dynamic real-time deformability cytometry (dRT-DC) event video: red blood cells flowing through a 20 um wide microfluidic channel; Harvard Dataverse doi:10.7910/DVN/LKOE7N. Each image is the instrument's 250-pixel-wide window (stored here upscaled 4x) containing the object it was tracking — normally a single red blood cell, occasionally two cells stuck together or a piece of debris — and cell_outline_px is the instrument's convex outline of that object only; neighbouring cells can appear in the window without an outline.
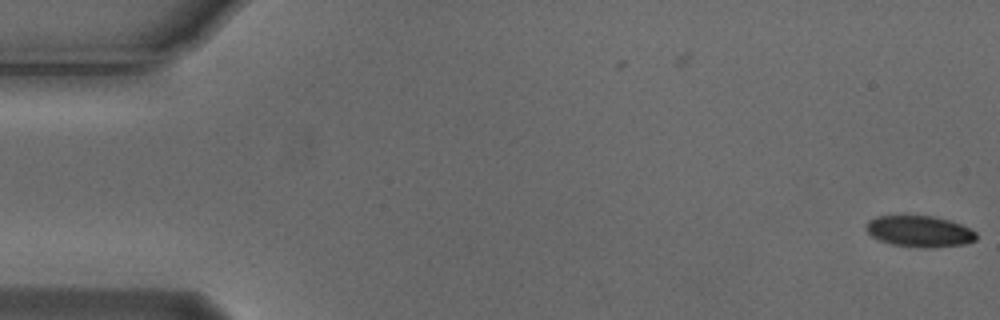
{"species": "Egyptian fruit bat (a non-hibernating species)", "species_latin": "Rousettus aegyptiacus", "temperature_condition": "cold", "stored_images_in_passage": 2, "camera_frame_rate_fps": 3000, "um_per_image_px": 0.085, "animal": {"sex": "male"}, "frame": {"image": 1, "passage_image": 2, "time_ms": 0.333, "image_size_px": [1000, 320], "cell_outline_px": [[976, 240], [964, 244], [932, 248], [924, 248], [892, 244], [880, 240], [872, 236], [864, 228], [868, 220], [876, 216], [932, 216], [948, 220], [960, 224], [976, 232]], "centroid_in_image_um": [78.14, 19.67], "position_along_channel_um": 6.9, "area_um2": 19.94}}